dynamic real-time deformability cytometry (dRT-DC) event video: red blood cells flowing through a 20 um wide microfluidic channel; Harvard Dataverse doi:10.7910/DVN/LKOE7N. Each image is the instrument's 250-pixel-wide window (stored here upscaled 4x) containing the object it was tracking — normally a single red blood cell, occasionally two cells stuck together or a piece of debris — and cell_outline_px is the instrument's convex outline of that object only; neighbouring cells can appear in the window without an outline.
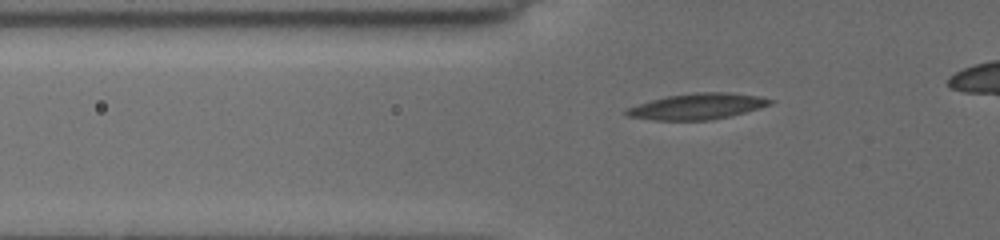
{"species": "common noctule bat (a hibernating species)", "species_latin": "Nyctalus noctula", "temperature_condition": "cold", "stored_images_in_passage": 11, "camera_frame_rate_fps": 3000, "um_per_image_px": 0.085, "animal": {"sex": "female", "body_mass_g": 19.5, "forearm_length_mm": 54.1}, "frame": {"image": 1, "passage_image": 3, "time_ms": 0.667, "image_size_px": [1000, 240], "cell_outline_px": [[776, 100], [772, 104], [744, 112], [728, 116], [708, 120], [656, 120], [628, 116], [624, 112], [628, 108], [652, 100], [668, 96], [700, 92], [724, 92], [756, 96]], "centroid_in_image_um": [59.29, 9.04], "position_along_channel_um": 66.5, "area_um2": 21.15}}
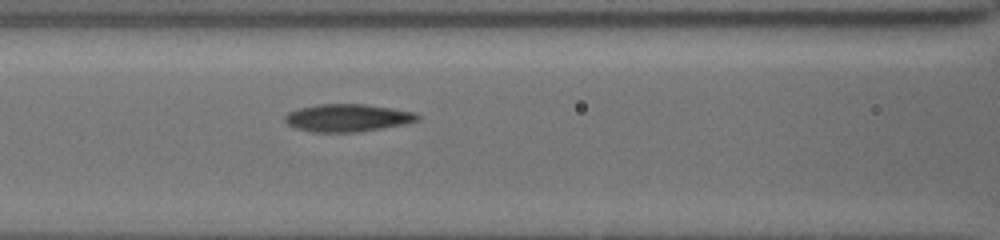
{"frame": {"image": 2, "passage_image": 8, "time_ms": 2.667, "image_size_px": [1000, 240], "cell_outline_px": [[420, 116], [416, 120], [404, 124], [352, 132], [312, 132], [296, 128], [288, 124], [284, 120], [284, 116], [288, 112], [300, 108], [320, 104], [364, 104], [412, 112]], "centroid_in_image_um": [29.46, 10.01], "position_along_channel_um": 137.1, "area_um2": 20.81}}